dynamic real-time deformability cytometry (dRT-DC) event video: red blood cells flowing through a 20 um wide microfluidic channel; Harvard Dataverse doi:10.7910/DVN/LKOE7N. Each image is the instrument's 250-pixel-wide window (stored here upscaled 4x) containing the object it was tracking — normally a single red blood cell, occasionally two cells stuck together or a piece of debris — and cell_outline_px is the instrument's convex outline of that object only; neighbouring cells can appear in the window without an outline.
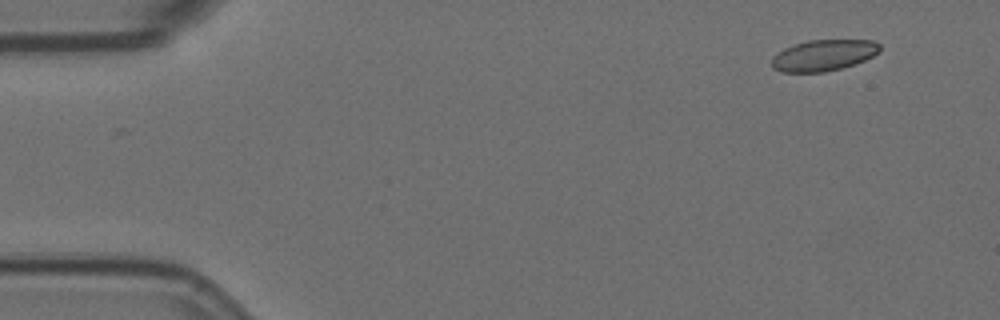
{"species": "Egyptian fruit bat (a non-hibernating species)", "species_latin": "Rousettus aegyptiacus", "temperature_condition": "room temperature", "stored_images_in_passage": 4, "camera_frame_rate_fps": 3000, "um_per_image_px": 0.085, "animal": {"sex": "female"}, "frame": {"image": 1, "passage_image": 1, "time_ms": 0.0, "image_size_px": [1000, 320], "cell_outline_px": [[880, 52], [864, 60], [840, 68], [824, 72], [780, 72], [772, 68], [772, 56], [784, 48], [808, 40], [872, 40], [880, 44]], "centroid_in_image_um": [69.98, 4.7], "position_along_channel_um": 15.0, "area_um2": 19.54}}